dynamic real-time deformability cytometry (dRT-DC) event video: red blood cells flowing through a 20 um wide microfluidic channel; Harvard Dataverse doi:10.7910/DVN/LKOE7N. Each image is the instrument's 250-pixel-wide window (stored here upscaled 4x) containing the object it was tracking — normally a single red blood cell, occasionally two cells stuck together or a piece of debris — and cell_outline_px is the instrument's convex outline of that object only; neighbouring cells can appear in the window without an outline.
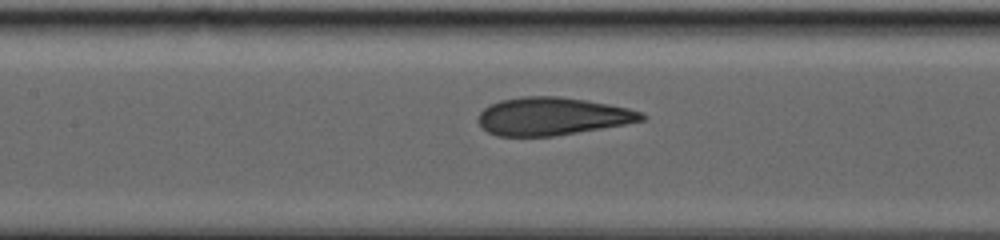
{"species": "human", "species_latin": "Homo sapiens", "temperature_condition": "warm", "stored_images_in_passage": 50, "camera_frame_rate_fps": 3000, "um_per_image_px": 0.085, "donor": {"sex": "male"}, "frame": {"image": 1, "passage_image": 22, "time_ms": 8.333, "image_size_px": [1000, 240], "cell_outline_px": [[648, 116], [644, 120], [624, 124], [552, 136], [496, 136], [480, 128], [476, 120], [476, 116], [484, 108], [500, 100], [524, 96], [560, 96], [588, 100], [628, 108], [640, 112]], "centroid_in_image_um": [46.88, 9.88], "position_along_channel_um": 160.5, "area_um2": 36.07}}
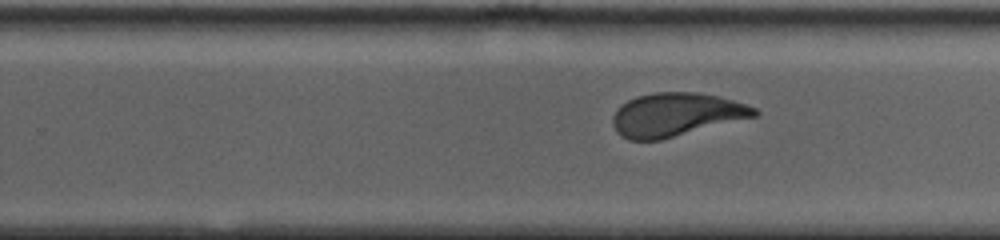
{"frame": {"image": 2, "passage_image": 33, "time_ms": 12.667, "image_size_px": [1000, 240], "cell_outline_px": [[760, 112], [756, 116], [660, 140], [628, 140], [620, 136], [616, 132], [612, 124], [612, 116], [620, 104], [636, 96], [656, 92], [696, 92], [720, 96], [756, 108]], "centroid_in_image_um": [57.42, 9.74], "position_along_channel_um": 272.4, "area_um2": 35.89}}
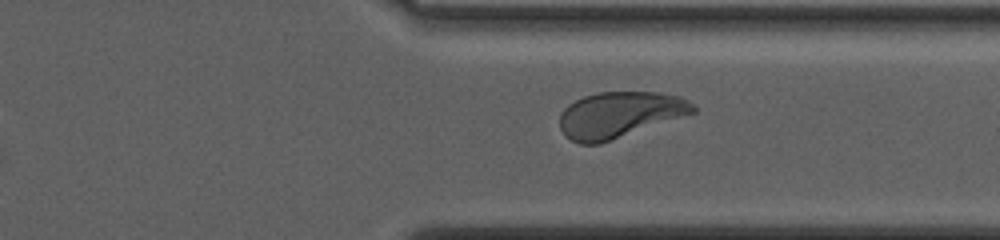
{"frame": {"image": 3, "passage_image": 43, "time_ms": 16.0, "image_size_px": [1000, 240], "cell_outline_px": [[696, 112], [600, 144], [580, 144], [564, 136], [560, 128], [560, 112], [568, 104], [584, 96], [596, 92], [656, 92], [680, 96], [696, 104]], "centroid_in_image_um": [52.66, 9.75], "position_along_channel_um": 358.7, "area_um2": 35.89}}